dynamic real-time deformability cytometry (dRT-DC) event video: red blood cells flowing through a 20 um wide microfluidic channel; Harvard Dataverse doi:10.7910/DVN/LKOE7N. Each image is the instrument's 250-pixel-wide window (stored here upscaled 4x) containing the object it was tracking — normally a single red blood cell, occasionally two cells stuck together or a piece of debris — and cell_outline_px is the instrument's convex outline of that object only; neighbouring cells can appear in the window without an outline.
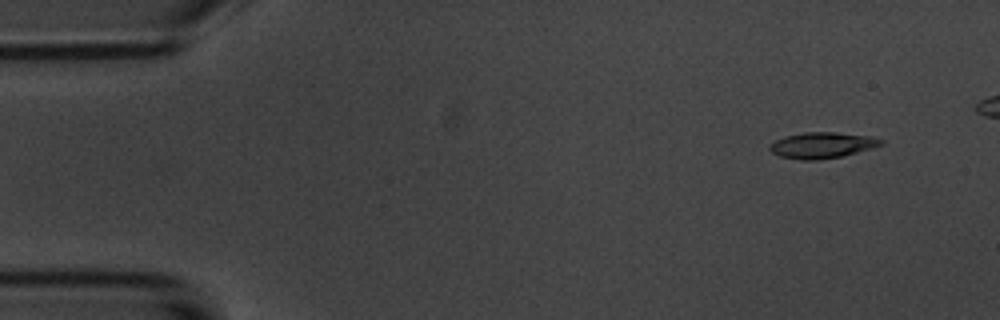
{"species": "common noctule bat (a hibernating species)", "species_latin": "Nyctalus noctula", "temperature_condition": "room temperature", "stored_images_in_passage": 7, "camera_frame_rate_fps": 3000, "um_per_image_px": 0.085, "animal": {"sex": "male", "body_mass_g": 20.1, "forearm_length_mm": 53.5}, "frame": {"image": 1, "passage_image": 2, "time_ms": 1.333, "image_size_px": [1000, 320], "cell_outline_px": [[884, 144], [844, 156], [820, 160], [800, 160], [780, 156], [772, 152], [768, 148], [768, 144], [784, 136], [804, 132], [836, 132], [872, 136], [884, 140]], "centroid_in_image_um": [69.88, 12.34], "position_along_channel_um": 15.1, "area_um2": 17.05}}
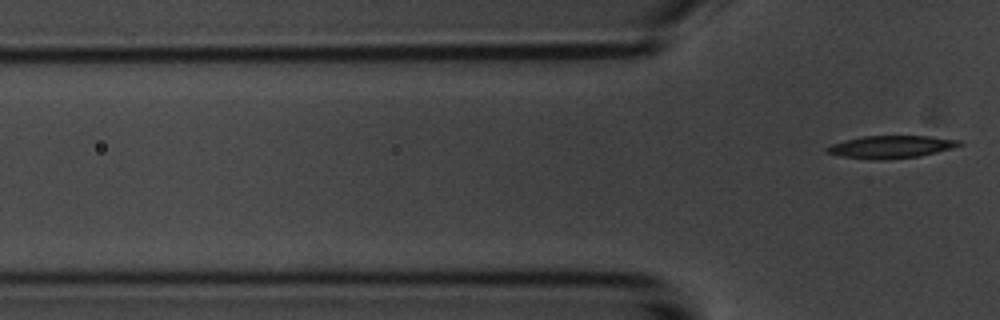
{"frame": {"image": 2, "passage_image": 7, "time_ms": 7.667, "image_size_px": [1000, 320], "cell_outline_px": [[964, 144], [952, 148], [920, 156], [880, 160], [844, 156], [824, 152], [824, 148], [832, 144], [844, 140], [864, 136], [928, 136], [960, 140]], "centroid_in_image_um": [75.73, 12.47], "position_along_channel_um": 50.1, "area_um2": 17.22}}